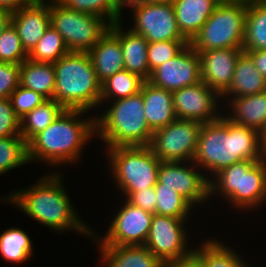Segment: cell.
<instances>
[{"label": "cell", "instance_id": "13", "mask_svg": "<svg viewBox=\"0 0 266 267\" xmlns=\"http://www.w3.org/2000/svg\"><path fill=\"white\" fill-rule=\"evenodd\" d=\"M200 170L193 161H161L158 182L162 183L163 187L175 189L193 207H197L200 204L204 205L208 199L210 200L209 180L211 178L203 174L204 172L201 173Z\"/></svg>", "mask_w": 266, "mask_h": 267}, {"label": "cell", "instance_id": "36", "mask_svg": "<svg viewBox=\"0 0 266 267\" xmlns=\"http://www.w3.org/2000/svg\"><path fill=\"white\" fill-rule=\"evenodd\" d=\"M188 44V40L149 42L147 47V58L150 72L167 60L174 58Z\"/></svg>", "mask_w": 266, "mask_h": 267}, {"label": "cell", "instance_id": "5", "mask_svg": "<svg viewBox=\"0 0 266 267\" xmlns=\"http://www.w3.org/2000/svg\"><path fill=\"white\" fill-rule=\"evenodd\" d=\"M110 105L95 117V136L105 147L150 146L153 131L145 119L142 93L110 101Z\"/></svg>", "mask_w": 266, "mask_h": 267}, {"label": "cell", "instance_id": "27", "mask_svg": "<svg viewBox=\"0 0 266 267\" xmlns=\"http://www.w3.org/2000/svg\"><path fill=\"white\" fill-rule=\"evenodd\" d=\"M221 241L208 239L202 245L195 246L193 257L198 261L201 267H249L237 254V250H232ZM242 259V260H241Z\"/></svg>", "mask_w": 266, "mask_h": 267}, {"label": "cell", "instance_id": "12", "mask_svg": "<svg viewBox=\"0 0 266 267\" xmlns=\"http://www.w3.org/2000/svg\"><path fill=\"white\" fill-rule=\"evenodd\" d=\"M126 6L131 8L134 17L130 30L148 42L187 40L178 28L173 4L137 0Z\"/></svg>", "mask_w": 266, "mask_h": 267}, {"label": "cell", "instance_id": "49", "mask_svg": "<svg viewBox=\"0 0 266 267\" xmlns=\"http://www.w3.org/2000/svg\"><path fill=\"white\" fill-rule=\"evenodd\" d=\"M233 1H245V2H250V1H255V0H233Z\"/></svg>", "mask_w": 266, "mask_h": 267}, {"label": "cell", "instance_id": "48", "mask_svg": "<svg viewBox=\"0 0 266 267\" xmlns=\"http://www.w3.org/2000/svg\"><path fill=\"white\" fill-rule=\"evenodd\" d=\"M134 1H137V0H121V2L123 3V5L126 7L127 4L131 3V2H134Z\"/></svg>", "mask_w": 266, "mask_h": 267}, {"label": "cell", "instance_id": "17", "mask_svg": "<svg viewBox=\"0 0 266 267\" xmlns=\"http://www.w3.org/2000/svg\"><path fill=\"white\" fill-rule=\"evenodd\" d=\"M197 52L200 57L201 81L221 96L231 85L236 61L243 49L224 48Z\"/></svg>", "mask_w": 266, "mask_h": 267}, {"label": "cell", "instance_id": "3", "mask_svg": "<svg viewBox=\"0 0 266 267\" xmlns=\"http://www.w3.org/2000/svg\"><path fill=\"white\" fill-rule=\"evenodd\" d=\"M87 111L65 109L46 129L36 134L28 143L29 162H44L53 166L75 164L81 152L96 135L95 113L82 119Z\"/></svg>", "mask_w": 266, "mask_h": 267}, {"label": "cell", "instance_id": "37", "mask_svg": "<svg viewBox=\"0 0 266 267\" xmlns=\"http://www.w3.org/2000/svg\"><path fill=\"white\" fill-rule=\"evenodd\" d=\"M28 58L16 29L10 24L0 35V62L21 64Z\"/></svg>", "mask_w": 266, "mask_h": 267}, {"label": "cell", "instance_id": "7", "mask_svg": "<svg viewBox=\"0 0 266 267\" xmlns=\"http://www.w3.org/2000/svg\"><path fill=\"white\" fill-rule=\"evenodd\" d=\"M117 190L126 198L130 193L155 186L161 161L150 146L105 148Z\"/></svg>", "mask_w": 266, "mask_h": 267}, {"label": "cell", "instance_id": "26", "mask_svg": "<svg viewBox=\"0 0 266 267\" xmlns=\"http://www.w3.org/2000/svg\"><path fill=\"white\" fill-rule=\"evenodd\" d=\"M55 70L53 63L38 62L27 58L20 64V85L54 99Z\"/></svg>", "mask_w": 266, "mask_h": 267}, {"label": "cell", "instance_id": "40", "mask_svg": "<svg viewBox=\"0 0 266 267\" xmlns=\"http://www.w3.org/2000/svg\"><path fill=\"white\" fill-rule=\"evenodd\" d=\"M20 85V64L0 62V99L10 95Z\"/></svg>", "mask_w": 266, "mask_h": 267}, {"label": "cell", "instance_id": "15", "mask_svg": "<svg viewBox=\"0 0 266 267\" xmlns=\"http://www.w3.org/2000/svg\"><path fill=\"white\" fill-rule=\"evenodd\" d=\"M172 99L175 115L179 119L204 124L216 121L223 115L220 112L222 106L220 104L224 100H221V96L202 81L173 91Z\"/></svg>", "mask_w": 266, "mask_h": 267}, {"label": "cell", "instance_id": "16", "mask_svg": "<svg viewBox=\"0 0 266 267\" xmlns=\"http://www.w3.org/2000/svg\"><path fill=\"white\" fill-rule=\"evenodd\" d=\"M200 70L199 53L188 44L174 58L154 69L148 82L173 92L201 82Z\"/></svg>", "mask_w": 266, "mask_h": 267}, {"label": "cell", "instance_id": "43", "mask_svg": "<svg viewBox=\"0 0 266 267\" xmlns=\"http://www.w3.org/2000/svg\"><path fill=\"white\" fill-rule=\"evenodd\" d=\"M32 0H0V9L15 12L22 6L29 4Z\"/></svg>", "mask_w": 266, "mask_h": 267}, {"label": "cell", "instance_id": "11", "mask_svg": "<svg viewBox=\"0 0 266 267\" xmlns=\"http://www.w3.org/2000/svg\"><path fill=\"white\" fill-rule=\"evenodd\" d=\"M202 123L177 118L153 132L150 148L160 161H192L197 149Z\"/></svg>", "mask_w": 266, "mask_h": 267}, {"label": "cell", "instance_id": "20", "mask_svg": "<svg viewBox=\"0 0 266 267\" xmlns=\"http://www.w3.org/2000/svg\"><path fill=\"white\" fill-rule=\"evenodd\" d=\"M98 243L102 267H164L165 264L144 245L115 246L103 245L93 234Z\"/></svg>", "mask_w": 266, "mask_h": 267}, {"label": "cell", "instance_id": "19", "mask_svg": "<svg viewBox=\"0 0 266 267\" xmlns=\"http://www.w3.org/2000/svg\"><path fill=\"white\" fill-rule=\"evenodd\" d=\"M109 30L120 40L125 70L148 81L151 76L147 58L148 40L130 29L124 30L122 21L111 24Z\"/></svg>", "mask_w": 266, "mask_h": 267}, {"label": "cell", "instance_id": "41", "mask_svg": "<svg viewBox=\"0 0 266 267\" xmlns=\"http://www.w3.org/2000/svg\"><path fill=\"white\" fill-rule=\"evenodd\" d=\"M129 203L154 214L156 211V191L154 186L130 193L125 198Z\"/></svg>", "mask_w": 266, "mask_h": 267}, {"label": "cell", "instance_id": "31", "mask_svg": "<svg viewBox=\"0 0 266 267\" xmlns=\"http://www.w3.org/2000/svg\"><path fill=\"white\" fill-rule=\"evenodd\" d=\"M144 80L138 75L122 70L101 83L100 105L103 102L115 101L140 92Z\"/></svg>", "mask_w": 266, "mask_h": 267}, {"label": "cell", "instance_id": "34", "mask_svg": "<svg viewBox=\"0 0 266 267\" xmlns=\"http://www.w3.org/2000/svg\"><path fill=\"white\" fill-rule=\"evenodd\" d=\"M70 52L60 35L51 25L38 41L36 47L30 52L28 58L33 61L54 63Z\"/></svg>", "mask_w": 266, "mask_h": 267}, {"label": "cell", "instance_id": "38", "mask_svg": "<svg viewBox=\"0 0 266 267\" xmlns=\"http://www.w3.org/2000/svg\"><path fill=\"white\" fill-rule=\"evenodd\" d=\"M10 101L15 114L22 118L26 113L32 111L45 100L41 94L19 85L10 95Z\"/></svg>", "mask_w": 266, "mask_h": 267}, {"label": "cell", "instance_id": "23", "mask_svg": "<svg viewBox=\"0 0 266 267\" xmlns=\"http://www.w3.org/2000/svg\"><path fill=\"white\" fill-rule=\"evenodd\" d=\"M222 0H174L173 7L181 34L190 42Z\"/></svg>", "mask_w": 266, "mask_h": 267}, {"label": "cell", "instance_id": "2", "mask_svg": "<svg viewBox=\"0 0 266 267\" xmlns=\"http://www.w3.org/2000/svg\"><path fill=\"white\" fill-rule=\"evenodd\" d=\"M266 157L261 134L228 120L224 114L202 124L193 162L213 178L221 169L242 160L260 161ZM203 168V169H202ZM206 171L209 172L206 174Z\"/></svg>", "mask_w": 266, "mask_h": 267}, {"label": "cell", "instance_id": "25", "mask_svg": "<svg viewBox=\"0 0 266 267\" xmlns=\"http://www.w3.org/2000/svg\"><path fill=\"white\" fill-rule=\"evenodd\" d=\"M266 91V79L256 69L252 58L243 51L237 61L233 79L221 99L238 98Z\"/></svg>", "mask_w": 266, "mask_h": 267}, {"label": "cell", "instance_id": "14", "mask_svg": "<svg viewBox=\"0 0 266 267\" xmlns=\"http://www.w3.org/2000/svg\"><path fill=\"white\" fill-rule=\"evenodd\" d=\"M124 201L121 209L109 223L104 237L92 231L103 245H144L147 240L153 214L129 203L126 199Z\"/></svg>", "mask_w": 266, "mask_h": 267}, {"label": "cell", "instance_id": "45", "mask_svg": "<svg viewBox=\"0 0 266 267\" xmlns=\"http://www.w3.org/2000/svg\"><path fill=\"white\" fill-rule=\"evenodd\" d=\"M165 265L167 267H201V265L194 257L185 261L169 262Z\"/></svg>", "mask_w": 266, "mask_h": 267}, {"label": "cell", "instance_id": "35", "mask_svg": "<svg viewBox=\"0 0 266 267\" xmlns=\"http://www.w3.org/2000/svg\"><path fill=\"white\" fill-rule=\"evenodd\" d=\"M27 163V143L21 136L0 138V176Z\"/></svg>", "mask_w": 266, "mask_h": 267}, {"label": "cell", "instance_id": "8", "mask_svg": "<svg viewBox=\"0 0 266 267\" xmlns=\"http://www.w3.org/2000/svg\"><path fill=\"white\" fill-rule=\"evenodd\" d=\"M247 2L222 0L189 45L195 51L243 49Z\"/></svg>", "mask_w": 266, "mask_h": 267}, {"label": "cell", "instance_id": "32", "mask_svg": "<svg viewBox=\"0 0 266 267\" xmlns=\"http://www.w3.org/2000/svg\"><path fill=\"white\" fill-rule=\"evenodd\" d=\"M65 8L92 14L105 19L110 25L122 21L121 0H57Z\"/></svg>", "mask_w": 266, "mask_h": 267}, {"label": "cell", "instance_id": "47", "mask_svg": "<svg viewBox=\"0 0 266 267\" xmlns=\"http://www.w3.org/2000/svg\"><path fill=\"white\" fill-rule=\"evenodd\" d=\"M145 2H158V3H173L174 0H143Z\"/></svg>", "mask_w": 266, "mask_h": 267}, {"label": "cell", "instance_id": "33", "mask_svg": "<svg viewBox=\"0 0 266 267\" xmlns=\"http://www.w3.org/2000/svg\"><path fill=\"white\" fill-rule=\"evenodd\" d=\"M154 188L156 191L155 214L175 218H188L190 216L194 207L175 189L163 187V184L158 181Z\"/></svg>", "mask_w": 266, "mask_h": 267}, {"label": "cell", "instance_id": "44", "mask_svg": "<svg viewBox=\"0 0 266 267\" xmlns=\"http://www.w3.org/2000/svg\"><path fill=\"white\" fill-rule=\"evenodd\" d=\"M12 12L0 9V35L11 24Z\"/></svg>", "mask_w": 266, "mask_h": 267}, {"label": "cell", "instance_id": "18", "mask_svg": "<svg viewBox=\"0 0 266 267\" xmlns=\"http://www.w3.org/2000/svg\"><path fill=\"white\" fill-rule=\"evenodd\" d=\"M11 24L29 55L50 26L49 0H32L29 4L12 12Z\"/></svg>", "mask_w": 266, "mask_h": 267}, {"label": "cell", "instance_id": "39", "mask_svg": "<svg viewBox=\"0 0 266 267\" xmlns=\"http://www.w3.org/2000/svg\"><path fill=\"white\" fill-rule=\"evenodd\" d=\"M20 135V118L15 114L9 98L0 99V138Z\"/></svg>", "mask_w": 266, "mask_h": 267}, {"label": "cell", "instance_id": "10", "mask_svg": "<svg viewBox=\"0 0 266 267\" xmlns=\"http://www.w3.org/2000/svg\"><path fill=\"white\" fill-rule=\"evenodd\" d=\"M188 219L154 213L144 246L164 264L192 258L194 248L187 249L189 233L184 226Z\"/></svg>", "mask_w": 266, "mask_h": 267}, {"label": "cell", "instance_id": "28", "mask_svg": "<svg viewBox=\"0 0 266 267\" xmlns=\"http://www.w3.org/2000/svg\"><path fill=\"white\" fill-rule=\"evenodd\" d=\"M65 110L54 99H47L20 118V135L28 143L36 134L46 129Z\"/></svg>", "mask_w": 266, "mask_h": 267}, {"label": "cell", "instance_id": "24", "mask_svg": "<svg viewBox=\"0 0 266 267\" xmlns=\"http://www.w3.org/2000/svg\"><path fill=\"white\" fill-rule=\"evenodd\" d=\"M88 53L101 83L125 69L120 40L109 29Z\"/></svg>", "mask_w": 266, "mask_h": 267}, {"label": "cell", "instance_id": "30", "mask_svg": "<svg viewBox=\"0 0 266 267\" xmlns=\"http://www.w3.org/2000/svg\"><path fill=\"white\" fill-rule=\"evenodd\" d=\"M33 244L26 231L11 227L0 234V255L11 263H24L33 255Z\"/></svg>", "mask_w": 266, "mask_h": 267}, {"label": "cell", "instance_id": "1", "mask_svg": "<svg viewBox=\"0 0 266 267\" xmlns=\"http://www.w3.org/2000/svg\"><path fill=\"white\" fill-rule=\"evenodd\" d=\"M51 172L25 189L12 191L1 200L12 203L18 210L52 231L59 233L74 230L80 235L83 233L82 235L91 237L92 228L79 217L67 195L63 174L56 170Z\"/></svg>", "mask_w": 266, "mask_h": 267}, {"label": "cell", "instance_id": "29", "mask_svg": "<svg viewBox=\"0 0 266 267\" xmlns=\"http://www.w3.org/2000/svg\"><path fill=\"white\" fill-rule=\"evenodd\" d=\"M243 50H266V0L247 2Z\"/></svg>", "mask_w": 266, "mask_h": 267}, {"label": "cell", "instance_id": "21", "mask_svg": "<svg viewBox=\"0 0 266 267\" xmlns=\"http://www.w3.org/2000/svg\"><path fill=\"white\" fill-rule=\"evenodd\" d=\"M140 92L144 103L145 119L153 132L177 119L171 91L144 81Z\"/></svg>", "mask_w": 266, "mask_h": 267}, {"label": "cell", "instance_id": "46", "mask_svg": "<svg viewBox=\"0 0 266 267\" xmlns=\"http://www.w3.org/2000/svg\"><path fill=\"white\" fill-rule=\"evenodd\" d=\"M261 143H262V147L264 148V151L266 152V128L261 133Z\"/></svg>", "mask_w": 266, "mask_h": 267}, {"label": "cell", "instance_id": "6", "mask_svg": "<svg viewBox=\"0 0 266 267\" xmlns=\"http://www.w3.org/2000/svg\"><path fill=\"white\" fill-rule=\"evenodd\" d=\"M209 182L211 200L219 194L238 210L254 211L266 202V157L234 163L221 169Z\"/></svg>", "mask_w": 266, "mask_h": 267}, {"label": "cell", "instance_id": "9", "mask_svg": "<svg viewBox=\"0 0 266 267\" xmlns=\"http://www.w3.org/2000/svg\"><path fill=\"white\" fill-rule=\"evenodd\" d=\"M49 7L50 25L70 52L88 53L109 29L110 24L102 17L70 10L57 0H49Z\"/></svg>", "mask_w": 266, "mask_h": 267}, {"label": "cell", "instance_id": "4", "mask_svg": "<svg viewBox=\"0 0 266 267\" xmlns=\"http://www.w3.org/2000/svg\"><path fill=\"white\" fill-rule=\"evenodd\" d=\"M54 100L68 110L90 111L100 106L101 82L86 52H68L53 63Z\"/></svg>", "mask_w": 266, "mask_h": 267}, {"label": "cell", "instance_id": "42", "mask_svg": "<svg viewBox=\"0 0 266 267\" xmlns=\"http://www.w3.org/2000/svg\"><path fill=\"white\" fill-rule=\"evenodd\" d=\"M253 60L257 70L260 71L262 76L266 79V50H243Z\"/></svg>", "mask_w": 266, "mask_h": 267}, {"label": "cell", "instance_id": "22", "mask_svg": "<svg viewBox=\"0 0 266 267\" xmlns=\"http://www.w3.org/2000/svg\"><path fill=\"white\" fill-rule=\"evenodd\" d=\"M228 99L225 101L231 112L229 115H224L228 120L236 125L252 128L260 134L264 131L266 128V91Z\"/></svg>", "mask_w": 266, "mask_h": 267}]
</instances>
